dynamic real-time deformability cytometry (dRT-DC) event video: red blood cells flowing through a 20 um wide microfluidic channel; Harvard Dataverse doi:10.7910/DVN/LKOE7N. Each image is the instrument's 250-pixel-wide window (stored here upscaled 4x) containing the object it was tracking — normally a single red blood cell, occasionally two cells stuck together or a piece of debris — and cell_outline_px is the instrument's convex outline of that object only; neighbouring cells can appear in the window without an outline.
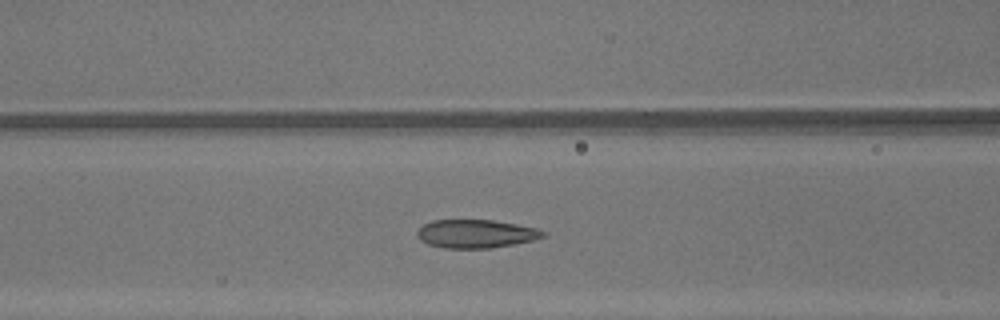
{"species": "common noctule bat (a hibernating species)", "species_latin": "Nyctalus noctula", "temperature_condition": "warm", "stored_images_in_passage": 40, "camera_frame_rate_fps": 3000, "um_per_image_px": 0.085, "animal": {"sex": "male", "body_mass_g": 13.3}, "frame": {"image": 1, "passage_image": 20, "time_ms": 6.333, "image_size_px": [1000, 320], "cell_outline_px": [[548, 236], [536, 240], [488, 248], [444, 248], [428, 244], [420, 240], [416, 236], [416, 232], [424, 224], [432, 220], [492, 220], [516, 224], [536, 228], [548, 232]], "centroid_in_image_um": [40.48, 19.87], "position_along_channel_um": 126.1, "area_um2": 20.92}}
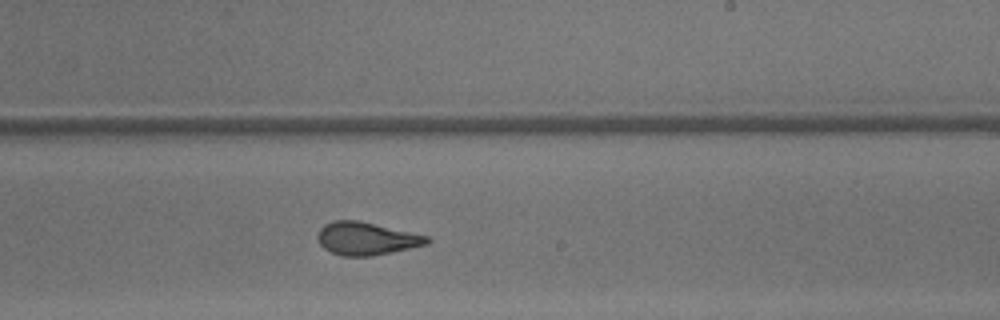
{"frame": {"image": 2, "passage_image": 29, "time_ms": 9.333, "image_size_px": [1000, 320], "cell_outline_px": [[432, 240], [428, 244], [372, 256], [344, 256], [332, 252], [324, 248], [320, 244], [316, 236], [320, 228], [324, 224], [332, 220], [360, 220], [428, 236]], "centroid_in_image_um": [31.13, 20.26], "position_along_channel_um": 257.9, "area_um2": 20.98}}
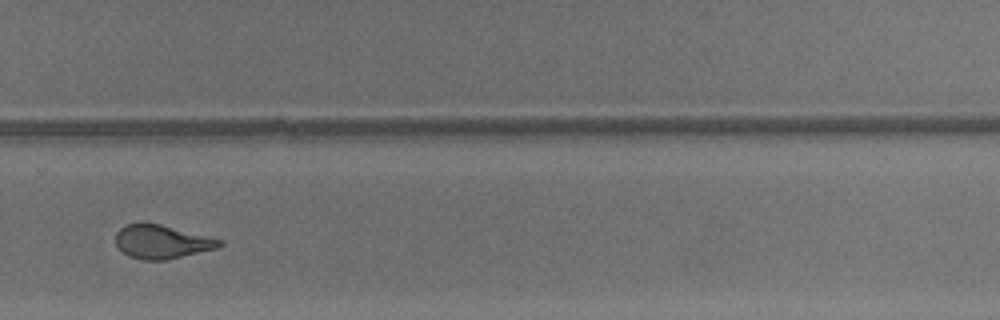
{"frame": {"image": 3, "passage_image": 33, "time_ms": 10.667, "image_size_px": [1000, 320], "cell_outline_px": [[224, 244], [216, 248], [164, 260], [144, 260], [128, 256], [116, 244], [116, 232], [124, 224], [140, 220], [160, 224], [224, 240]], "centroid_in_image_um": [13.71, 20.51], "position_along_channel_um": 316.1, "area_um2": 20.52}, "authors_computed_cell_mechanics": {"area_um2": 21.7617, "velocity_mm_per_s": 4.3954, "shape_relaxation_time_tau1_ms": 9.85, "shape_relaxation_time_tau2_ms": 1.16, "deformation_change_tau1": 0.2858, "deformation_change_tau2": 0.0774}}